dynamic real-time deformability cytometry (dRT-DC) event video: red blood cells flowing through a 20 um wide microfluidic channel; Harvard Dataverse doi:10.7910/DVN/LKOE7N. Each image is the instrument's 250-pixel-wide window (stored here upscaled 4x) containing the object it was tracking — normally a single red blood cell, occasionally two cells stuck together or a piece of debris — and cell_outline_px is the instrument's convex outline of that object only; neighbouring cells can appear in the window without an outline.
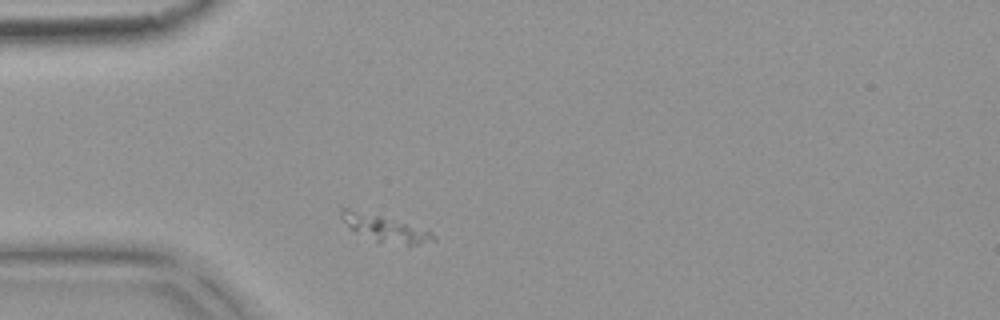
{"species": "common noctule bat (a hibernating species)", "species_latin": "Nyctalus noctula", "temperature_condition": "warm", "stored_images_in_passage": 1, "camera_frame_rate_fps": 3000, "um_per_image_px": 0.085, "animal": {"sex": "female", "body_mass_g": 18.4}, "frame": {"image": 1, "passage_image": 1, "time_ms": 0.0, "image_size_px": [1000, 320], "cell_outline_px": [[436, 240], [420, 244], [408, 244], [376, 240], [348, 228], [340, 216], [340, 208], [348, 208], [380, 216], [432, 232], [436, 236]], "centroid_in_image_um": [32.68, 19.39], "position_along_channel_um": 52.3, "area_um2": 13.29}}